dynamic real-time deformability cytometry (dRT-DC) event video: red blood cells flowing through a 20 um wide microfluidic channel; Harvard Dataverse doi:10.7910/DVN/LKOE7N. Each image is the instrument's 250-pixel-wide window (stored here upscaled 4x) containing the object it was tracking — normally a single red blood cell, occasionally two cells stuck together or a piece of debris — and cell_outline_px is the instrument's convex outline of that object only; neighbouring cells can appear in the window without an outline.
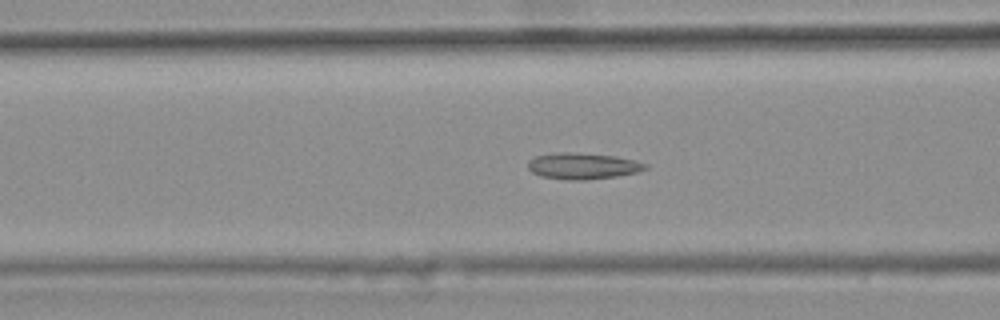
{"species": "common noctule bat (a hibernating species)", "species_latin": "Nyctalus noctula", "temperature_condition": "warm", "stored_images_in_passage": 49, "camera_frame_rate_fps": 3000, "um_per_image_px": 0.085, "animal": {"sex": "female", "body_mass_g": 25.1}, "frame": {"image": 1, "passage_image": 22, "time_ms": 7.0, "image_size_px": [1000, 320], "cell_outline_px": [[648, 168], [636, 172], [616, 176], [588, 180], [568, 180], [540, 176], [532, 172], [528, 168], [528, 160], [536, 156], [560, 152], [572, 152], [616, 156], [648, 164]], "centroid_in_image_um": [49.52, 14.11], "position_along_channel_um": 117.1, "area_um2": 17.92}, "authors_computed_cell_mechanics": {"area_um2": 17.1088, "velocity_mm_per_s": 3.7216, "shape_relaxation_time_tau1_ms": null, "shape_relaxation_time_tau2_ms": 3.5603, "deformation_change_tau1": null, "deformation_change_tau2": 0.1195}}